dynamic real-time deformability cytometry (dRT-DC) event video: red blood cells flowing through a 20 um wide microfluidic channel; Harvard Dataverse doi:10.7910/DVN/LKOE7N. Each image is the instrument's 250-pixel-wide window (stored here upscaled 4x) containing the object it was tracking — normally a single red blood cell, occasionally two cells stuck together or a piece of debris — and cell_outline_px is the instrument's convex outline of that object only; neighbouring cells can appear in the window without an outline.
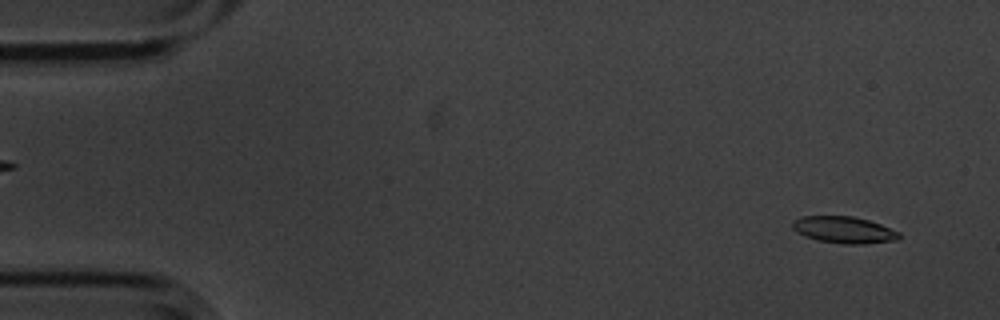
{"species": "common noctule bat (a hibernating species)", "species_latin": "Nyctalus noctula", "temperature_condition": "cold", "stored_images_in_passage": 56, "camera_frame_rate_fps": 3000, "um_per_image_px": 0.085, "animal": {"sex": "male", "body_mass_g": 20.1, "forearm_length_mm": 53.5}, "frame": {"image": 1, "passage_image": 4, "time_ms": 1.0, "image_size_px": [1000, 320], "cell_outline_px": [[900, 236], [896, 240], [864, 244], [844, 244], [816, 240], [804, 236], [796, 232], [792, 228], [792, 220], [800, 216], [852, 216], [868, 220], [880, 224], [900, 232]], "centroid_in_image_um": [71.69, 19.53], "position_along_channel_um": 13.3, "area_um2": 16.7}}
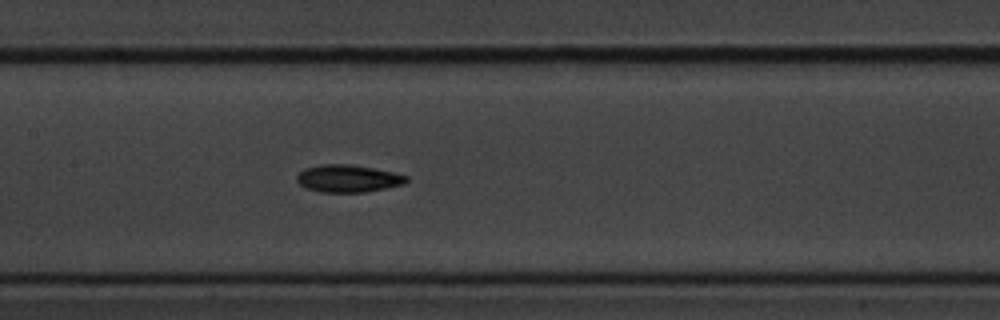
{"frame": {"image": 2, "passage_image": 27, "time_ms": 8.667, "image_size_px": [1000, 320], "cell_outline_px": [[408, 180], [404, 184], [388, 188], [364, 192], [320, 192], [308, 188], [300, 184], [296, 180], [296, 176], [304, 168], [320, 164], [352, 164], [396, 172], [408, 176]], "centroid_in_image_um": [29.61, 15.16], "position_along_channel_um": 177.8, "area_um2": 17.69}}
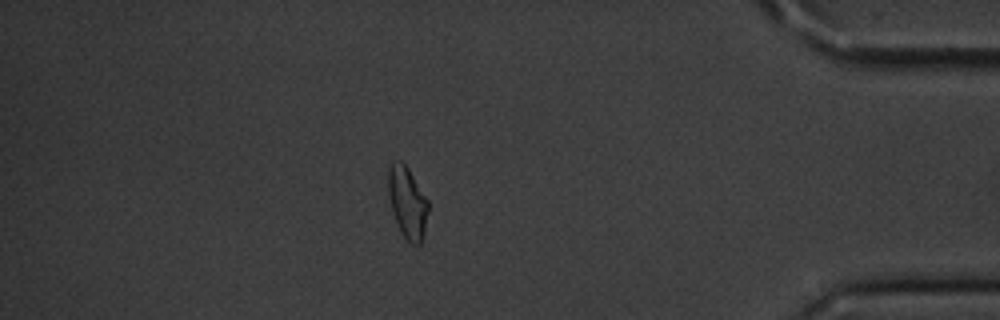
{"frame": {"image": 3, "passage_image": 49, "time_ms": 16.0, "image_size_px": [1000, 320], "cell_outline_px": [[428, 212], [420, 244], [412, 244], [400, 232], [392, 212], [388, 196], [388, 168], [392, 164], [400, 160], [408, 168], [428, 200]], "centroid_in_image_um": [34.61, 17.2], "position_along_channel_um": 400.6, "area_um2": 16.42}, "authors_computed_cell_mechanics": {"area_um2": 17.0799, "velocity_mm_per_s": 3.5637, "shape_relaxation_time_tau1_ms": 2.5301, "shape_relaxation_time_tau2_ms": 6.6387, "deformation_change_tau1": 0.1037, "deformation_change_tau2": 0.1277}}